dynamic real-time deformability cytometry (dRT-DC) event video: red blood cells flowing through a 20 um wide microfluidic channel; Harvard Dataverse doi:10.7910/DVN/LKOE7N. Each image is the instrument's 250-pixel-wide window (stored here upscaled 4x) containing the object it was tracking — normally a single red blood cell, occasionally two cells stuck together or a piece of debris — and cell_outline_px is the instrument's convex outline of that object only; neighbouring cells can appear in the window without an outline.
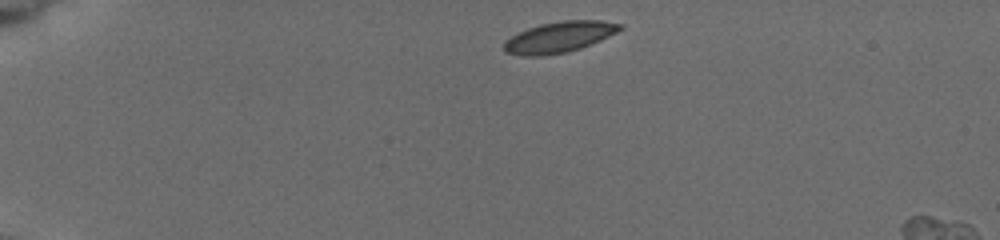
{"species": "common noctule bat (a hibernating species)", "species_latin": "Nyctalus noctula", "temperature_condition": "cold", "stored_images_in_passage": 6, "camera_frame_rate_fps": 3000, "um_per_image_px": 0.085, "animal": {"sex": "female", "body_mass_g": 19.5, "forearm_length_mm": 54.1}, "frame": {"image": 1, "passage_image": 1, "time_ms": 0.0, "image_size_px": [1000, 240], "cell_outline_px": [[624, 28], [600, 40], [580, 48], [564, 52], [544, 56], [524, 56], [504, 52], [504, 40], [528, 28], [540, 24], [564, 20], [600, 20], [624, 24]], "centroid_in_image_um": [47.53, 3.14], "position_along_channel_um": 37.5, "area_um2": 20.75}}
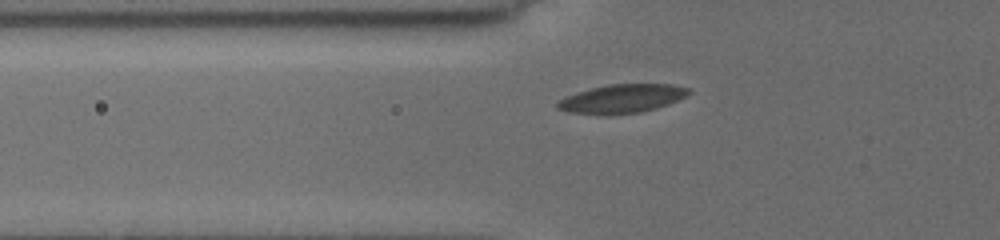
{"frame": {"image": 2, "passage_image": 4, "time_ms": 2.667, "image_size_px": [1000, 240], "cell_outline_px": [[692, 92], [668, 104], [656, 108], [640, 112], [568, 112], [556, 108], [556, 104], [564, 96], [576, 92], [608, 84], [672, 84], [692, 88]], "centroid_in_image_um": [52.91, 8.33], "position_along_channel_um": 72.9, "area_um2": 21.15}}
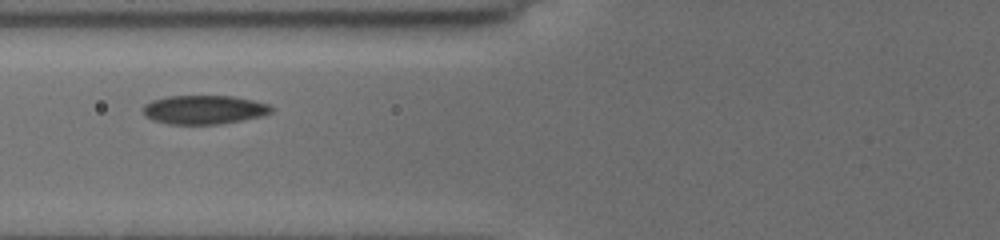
{"frame": {"image": 3, "passage_image": 5, "time_ms": 3.667, "image_size_px": [1000, 240], "cell_outline_px": [[272, 112], [260, 116], [240, 120], [216, 124], [168, 124], [152, 120], [144, 116], [144, 104], [152, 100], [168, 96], [232, 96], [272, 104]], "centroid_in_image_um": [17.33, 9.32], "position_along_channel_um": 108.5, "area_um2": 21.5}}